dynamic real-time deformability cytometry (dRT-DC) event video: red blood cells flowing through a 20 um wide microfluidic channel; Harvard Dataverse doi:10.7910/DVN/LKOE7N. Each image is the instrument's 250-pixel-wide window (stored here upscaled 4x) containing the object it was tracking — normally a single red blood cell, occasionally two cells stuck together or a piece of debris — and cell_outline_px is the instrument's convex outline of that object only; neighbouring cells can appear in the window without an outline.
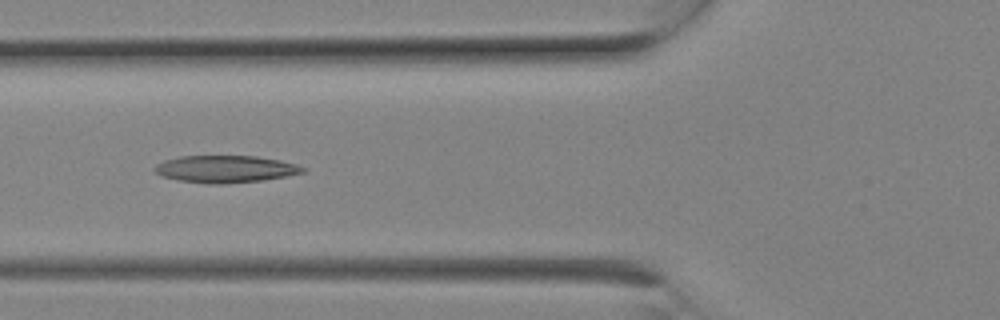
{"species": "Egyptian fruit bat (a non-hibernating species)", "species_latin": "Rousettus aegyptiacus", "temperature_condition": "room temperature", "stored_images_in_passage": 7, "camera_frame_rate_fps": 3000, "um_per_image_px": 0.085, "animal": {"sex": "female"}, "frame": {"image": 1, "passage_image": 6, "time_ms": 1.667, "image_size_px": [1000, 320], "cell_outline_px": [[308, 172], [288, 176], [264, 180], [224, 184], [208, 184], [180, 180], [164, 176], [156, 172], [152, 168], [156, 164], [164, 160], [180, 156], [256, 156], [280, 160], [296, 164], [308, 168]], "centroid_in_image_um": [19.23, 14.37], "position_along_channel_um": 106.6, "area_um2": 23.64}}
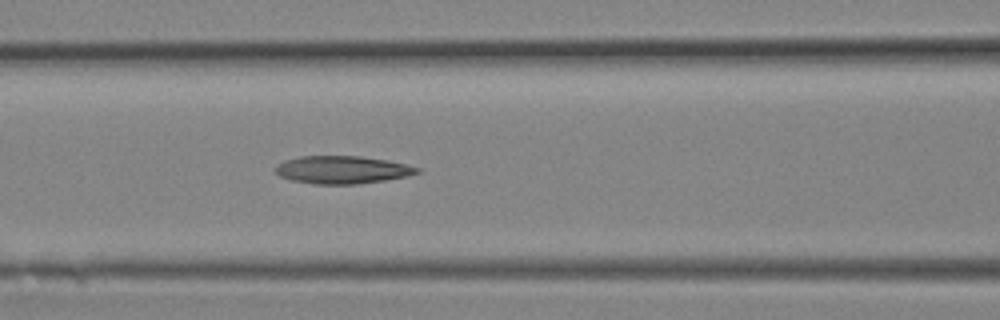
{"frame": {"image": 2, "passage_image": 7, "time_ms": 2.0, "image_size_px": [1000, 320], "cell_outline_px": [[420, 172], [408, 176], [384, 180], [356, 184], [316, 184], [292, 180], [280, 176], [272, 168], [276, 164], [284, 160], [300, 156], [360, 156], [388, 160], [420, 168]], "centroid_in_image_um": [29.05, 14.42], "position_along_channel_um": 137.5, "area_um2": 22.95}}